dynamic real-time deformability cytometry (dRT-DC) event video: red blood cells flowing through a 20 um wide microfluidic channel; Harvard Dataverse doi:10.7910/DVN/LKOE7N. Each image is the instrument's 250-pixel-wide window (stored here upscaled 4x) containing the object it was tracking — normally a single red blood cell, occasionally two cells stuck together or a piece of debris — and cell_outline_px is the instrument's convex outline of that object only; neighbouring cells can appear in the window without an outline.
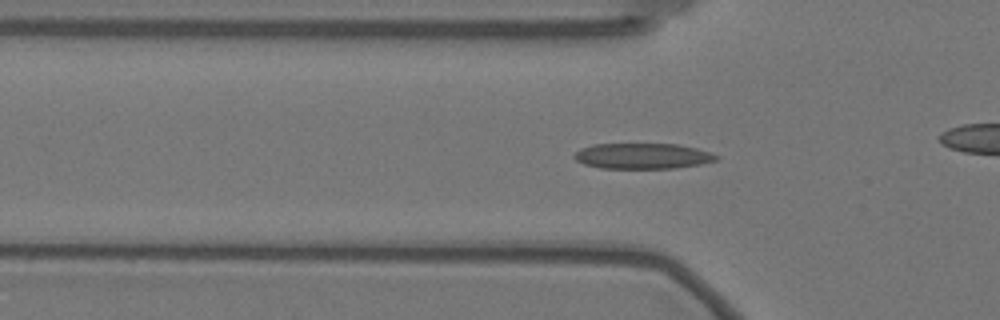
{"species": "Egyptian fruit bat (a non-hibernating species)", "species_latin": "Rousettus aegyptiacus", "temperature_condition": "warm", "stored_images_in_passage": 43, "camera_frame_rate_fps": 3000, "um_per_image_px": 0.085, "animal": {"sex": "female"}, "frame": {"image": 1, "passage_image": 3, "time_ms": 0.667, "image_size_px": [1000, 320], "cell_outline_px": [[720, 156], [716, 160], [700, 164], [676, 168], [600, 168], [584, 164], [576, 160], [572, 156], [580, 148], [592, 144], [676, 144], [696, 148]], "centroid_in_image_um": [54.58, 13.26], "position_along_channel_um": 71.2, "area_um2": 21.15}}
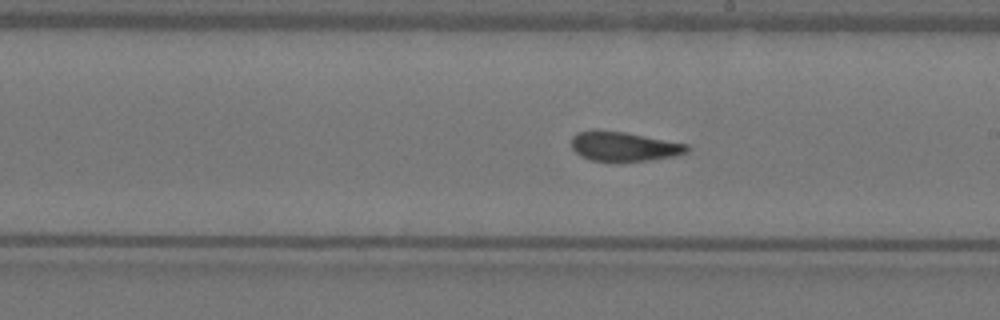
{"frame": {"image": 2, "passage_image": 17, "time_ms": 5.333, "image_size_px": [1000, 320], "cell_outline_px": [[692, 148], [688, 152], [672, 156], [648, 160], [588, 160], [580, 156], [572, 148], [572, 136], [576, 132], [596, 128], [624, 132], [688, 144]], "centroid_in_image_um": [52.99, 12.41], "position_along_channel_um": 236.0, "area_um2": 19.83}}
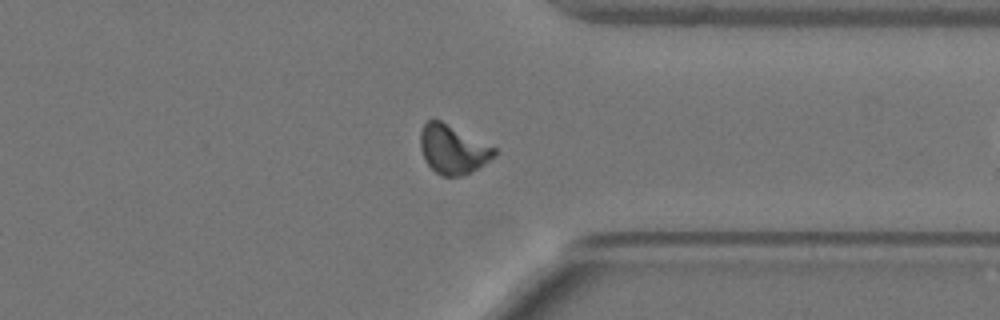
{"frame": {"image": 3, "passage_image": 29, "time_ms": 9.333, "image_size_px": [1000, 320], "cell_outline_px": [[496, 156], [476, 168], [460, 176], [440, 176], [428, 164], [420, 148], [420, 132], [424, 124], [428, 120], [440, 120], [496, 148]], "centroid_in_image_um": [38.47, 12.69], "position_along_channel_um": 372.9, "area_um2": 20.63}, "authors_computed_cell_mechanics": {"area_um2": 20.1144, "velocity_mm_per_s": 3.51, "shape_relaxation_time_tau1_ms": 9.5998, "shape_relaxation_time_tau2_ms": 2.0924, "deformation_change_tau1": 0.2307, "deformation_change_tau2": 0.1025}}